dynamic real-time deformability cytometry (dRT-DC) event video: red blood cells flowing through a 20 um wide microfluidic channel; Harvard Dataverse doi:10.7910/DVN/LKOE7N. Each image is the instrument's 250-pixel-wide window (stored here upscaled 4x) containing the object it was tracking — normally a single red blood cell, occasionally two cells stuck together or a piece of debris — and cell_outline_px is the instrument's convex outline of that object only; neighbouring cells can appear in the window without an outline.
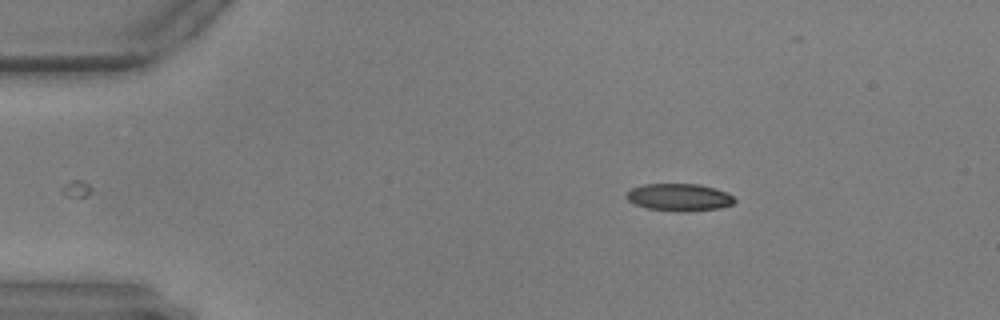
{"species": "common noctule bat (a hibernating species)", "species_latin": "Nyctalus noctula", "temperature_condition": "warm", "stored_images_in_passage": 41, "camera_frame_rate_fps": 3000, "um_per_image_px": 0.085, "animal": {"sex": "male", "body_mass_g": 17.9, "forearm_length_mm": 54.2}, "frame": {"image": 1, "passage_image": 1, "time_ms": 0.0, "image_size_px": [1000, 320], "cell_outline_px": [[736, 200], [732, 204], [720, 208], [676, 212], [648, 208], [636, 204], [628, 200], [624, 196], [632, 188], [644, 184], [700, 184], [716, 188], [728, 192]], "centroid_in_image_um": [57.75, 16.76], "position_along_channel_um": 27.3, "area_um2": 17.22}}
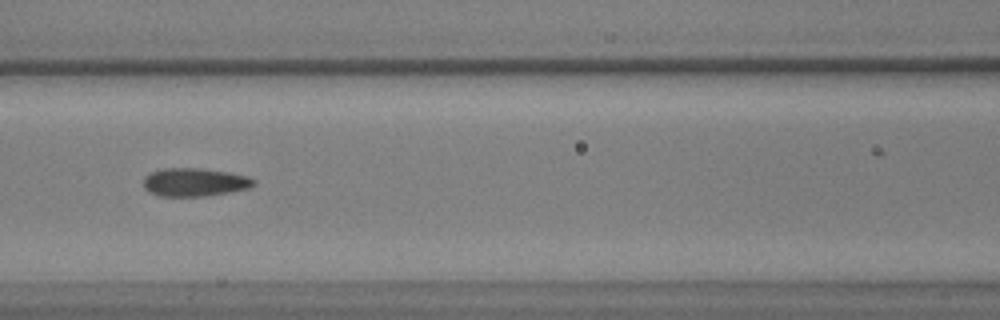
{"frame": {"image": 2, "passage_image": 17, "time_ms": 5.333, "image_size_px": [1000, 320], "cell_outline_px": [[256, 184], [248, 188], [228, 192], [204, 196], [160, 196], [148, 192], [144, 188], [144, 176], [152, 172], [164, 168], [196, 168], [228, 172], [248, 176], [256, 180]], "centroid_in_image_um": [16.53, 15.49], "position_along_channel_um": 150.1, "area_um2": 18.09}}
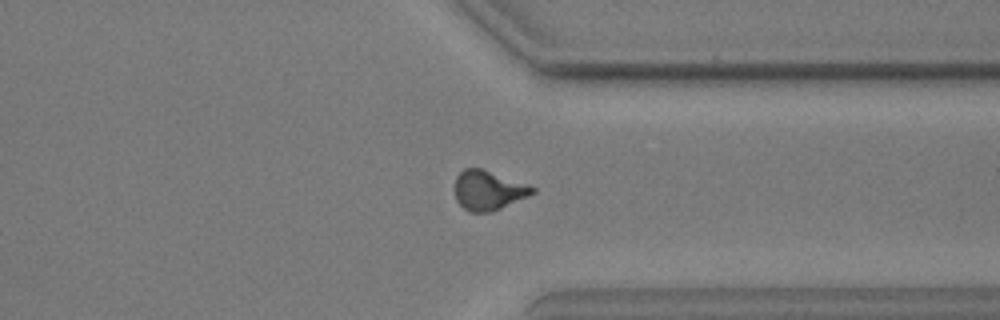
{"frame": {"image": 3, "passage_image": 36, "time_ms": 11.667, "image_size_px": [1000, 320], "cell_outline_px": [[536, 192], [528, 196], [500, 208], [488, 212], [468, 212], [456, 200], [456, 176], [464, 168], [484, 168], [528, 184], [536, 188]], "centroid_in_image_um": [41.52, 16.15], "position_along_channel_um": 369.9, "area_um2": 17.86}}